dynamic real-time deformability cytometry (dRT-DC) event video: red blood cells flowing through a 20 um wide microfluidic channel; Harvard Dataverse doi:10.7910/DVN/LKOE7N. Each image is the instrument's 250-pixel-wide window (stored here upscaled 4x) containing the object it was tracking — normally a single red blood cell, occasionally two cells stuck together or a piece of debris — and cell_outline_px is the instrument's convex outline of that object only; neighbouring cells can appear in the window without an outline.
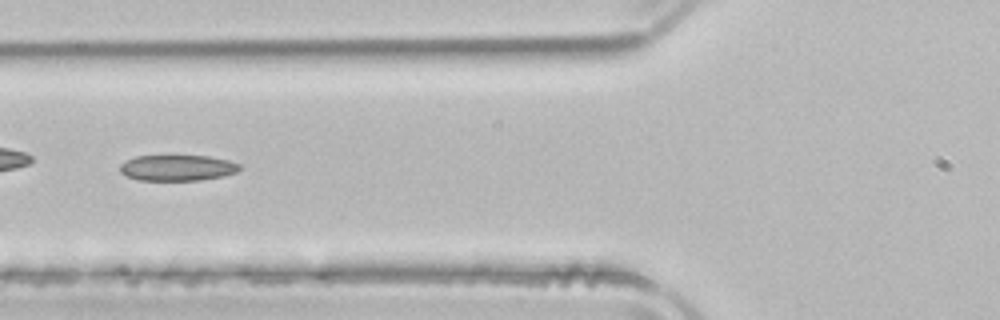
{"species": "common noctule bat (a hibernating species)", "species_latin": "Nyctalus noctula", "temperature_condition": "room temperature", "stored_images_in_passage": 4, "camera_frame_rate_fps": 3000, "um_per_image_px": 0.085, "animal": {"sex": "male", "body_mass_g": 21.5, "forearm_length_mm": 52.0}, "frame": {"image": 1, "passage_image": 4, "time_ms": 1.0, "image_size_px": [1000, 320], "cell_outline_px": [[240, 168], [236, 172], [224, 176], [200, 180], [140, 180], [128, 176], [120, 172], [120, 164], [136, 156], [208, 156], [228, 160], [240, 164]], "centroid_in_image_um": [15.1, 14.26], "position_along_channel_um": 110.7, "area_um2": 17.86}}